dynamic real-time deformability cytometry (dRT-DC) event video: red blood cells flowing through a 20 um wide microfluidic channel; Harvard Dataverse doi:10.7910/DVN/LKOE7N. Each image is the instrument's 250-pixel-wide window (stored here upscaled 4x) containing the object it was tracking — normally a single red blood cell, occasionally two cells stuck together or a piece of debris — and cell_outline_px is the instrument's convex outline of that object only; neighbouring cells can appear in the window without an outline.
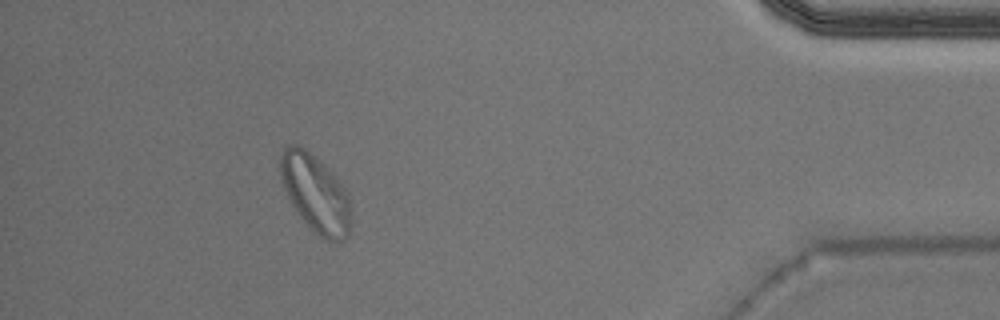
{"species": "Egyptian fruit bat (a non-hibernating species)", "species_latin": "Rousettus aegyptiacus", "temperature_condition": "warm", "stored_images_in_passage": 52, "segment_of_instrument_passage": [2, 2], "camera_frame_rate_fps": 3000, "um_per_image_px": 0.085, "animal": {"sex": "male"}, "frame": {"image": 1, "passage_image": 47, "time_ms": 15.333, "image_size_px": [1000, 320], "cell_outline_px": [[352, 216], [348, 236], [344, 240], [336, 244], [324, 240], [300, 216], [292, 204], [280, 180], [276, 168], [280, 156], [284, 148], [288, 144], [296, 144], [304, 148], [324, 164], [348, 192]], "centroid_in_image_um": [26.81, 16.44], "position_along_channel_um": 408.4, "area_um2": 32.37}}